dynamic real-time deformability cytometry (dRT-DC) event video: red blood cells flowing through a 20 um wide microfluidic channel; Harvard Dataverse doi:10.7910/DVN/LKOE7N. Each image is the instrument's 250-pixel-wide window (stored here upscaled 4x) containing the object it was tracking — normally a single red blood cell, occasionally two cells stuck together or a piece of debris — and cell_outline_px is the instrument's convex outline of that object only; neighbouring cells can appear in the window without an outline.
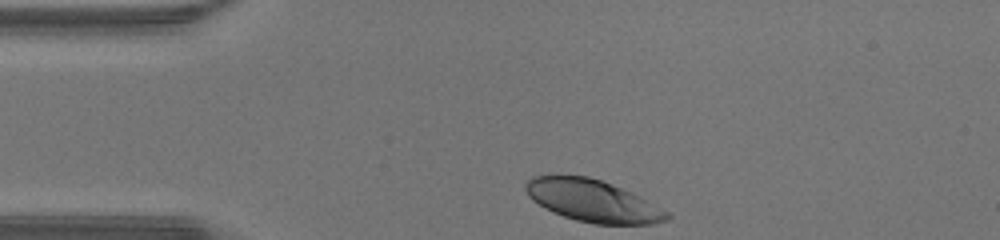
{"species": "human", "species_latin": "Homo sapiens", "temperature_condition": "warm", "stored_images_in_passage": 29, "camera_frame_rate_fps": 3000, "um_per_image_px": 0.085, "donor": {"sex": "male"}, "frame": {"image": 1, "passage_image": 1, "time_ms": 0.0, "image_size_px": [1000, 240], "cell_outline_px": [[672, 216], [668, 220], [652, 224], [596, 224], [576, 220], [552, 212], [544, 208], [532, 200], [528, 196], [524, 188], [524, 184], [532, 176], [556, 172], [588, 176], [612, 184], [632, 192], [640, 196], [668, 212]], "centroid_in_image_um": [50.31, 17.02], "position_along_channel_um": 34.7, "area_um2": 35.37}}
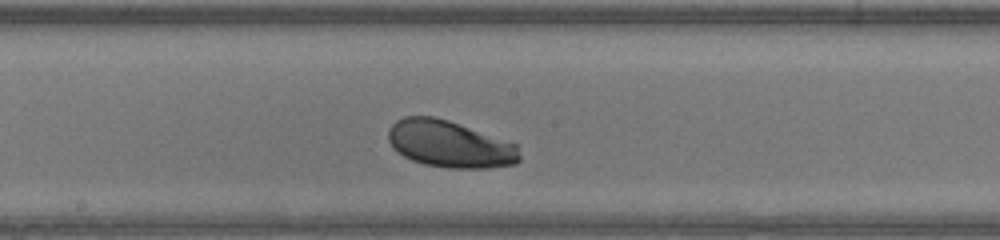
{"frame": {"image": 2, "passage_image": 16, "time_ms": 5.0, "image_size_px": [1000, 240], "cell_outline_px": [[520, 160], [516, 164], [488, 168], [448, 168], [424, 164], [412, 160], [404, 156], [392, 148], [388, 140], [388, 128], [396, 120], [404, 116], [432, 116], [448, 120], [516, 144], [520, 156]], "centroid_in_image_um": [38.19, 12.25], "position_along_channel_um": 210.0, "area_um2": 35.84}}
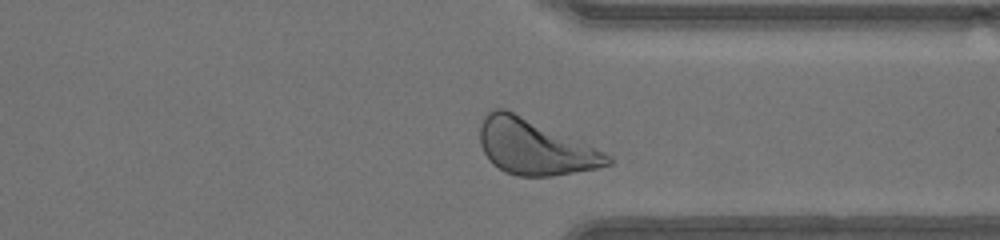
{"frame": {"image": 3, "passage_image": 27, "time_ms": 8.667, "image_size_px": [1000, 240], "cell_outline_px": [[616, 160], [612, 164], [596, 168], [552, 176], [516, 176], [504, 172], [492, 164], [484, 152], [480, 144], [480, 124], [484, 116], [488, 112], [496, 108], [504, 108], [604, 152], [612, 156]], "centroid_in_image_um": [45.43, 12.52], "position_along_channel_um": 366.0, "area_um2": 40.63}, "authors_computed_cell_mechanics": {"area_um2": 35.7204, "velocity_mm_per_s": 4.292, "shape_relaxation_time_tau1_ms": 2.193, "shape_relaxation_time_tau2_ms": null, "deformation_change_tau1": 0.1261, "deformation_change_tau2": null}}